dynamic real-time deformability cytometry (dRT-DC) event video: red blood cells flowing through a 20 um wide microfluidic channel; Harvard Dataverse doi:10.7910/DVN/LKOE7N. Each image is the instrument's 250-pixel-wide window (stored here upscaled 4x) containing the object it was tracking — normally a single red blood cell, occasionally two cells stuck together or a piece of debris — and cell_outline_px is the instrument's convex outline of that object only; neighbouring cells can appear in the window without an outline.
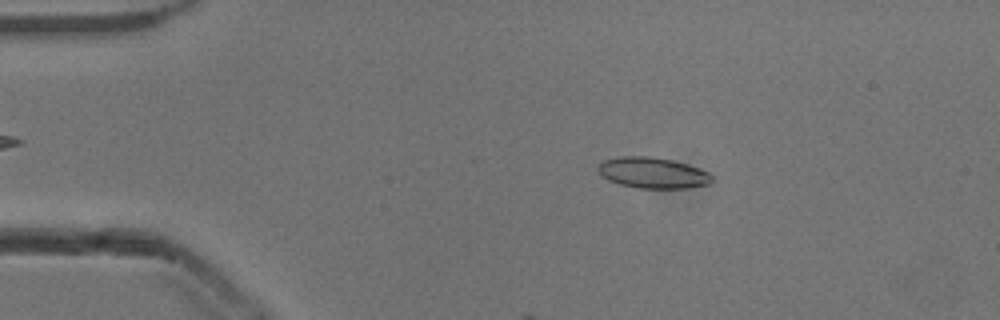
{"species": "common noctule bat (a hibernating species)", "species_latin": "Nyctalus noctula", "temperature_condition": "cold", "stored_images_in_passage": 13, "camera_frame_rate_fps": 3000, "um_per_image_px": 0.085, "animal": {"sex": "male", "body_mass_g": 13.3}, "frame": {"image": 1, "passage_image": 9, "time_ms": 2.667, "image_size_px": [1000, 320], "cell_outline_px": [[712, 180], [708, 184], [688, 188], [640, 188], [620, 184], [608, 180], [600, 176], [596, 168], [604, 160], [620, 156], [648, 156], [672, 160], [708, 172], [712, 176]], "centroid_in_image_um": [55.43, 14.69], "position_along_channel_um": 29.6, "area_um2": 20.35}}